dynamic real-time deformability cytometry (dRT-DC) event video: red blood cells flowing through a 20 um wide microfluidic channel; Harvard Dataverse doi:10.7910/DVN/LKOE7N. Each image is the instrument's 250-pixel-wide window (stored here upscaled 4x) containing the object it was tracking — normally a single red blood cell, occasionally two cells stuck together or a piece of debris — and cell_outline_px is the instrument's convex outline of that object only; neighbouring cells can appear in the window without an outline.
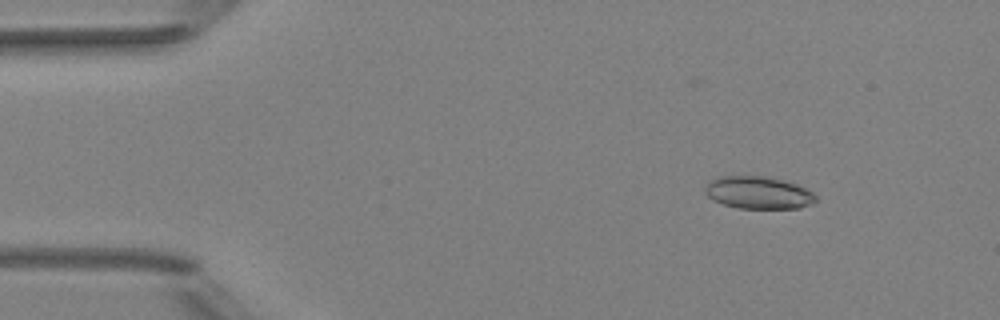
{"species": "Egyptian fruit bat (a non-hibernating species)", "species_latin": "Rousettus aegyptiacus", "temperature_condition": "room temperature", "stored_images_in_passage": 6, "camera_frame_rate_fps": 3000, "um_per_image_px": 0.085, "animal": {"sex": "female"}, "frame": {"image": 1, "passage_image": 2, "time_ms": 2.0, "image_size_px": [1000, 320], "cell_outline_px": [[816, 200], [812, 204], [800, 208], [740, 208], [724, 204], [712, 200], [704, 192], [704, 188], [716, 176], [764, 176], [784, 180], [796, 184], [812, 192], [816, 196]], "centroid_in_image_um": [64.45, 16.37], "position_along_channel_um": 20.5, "area_um2": 20.87}}
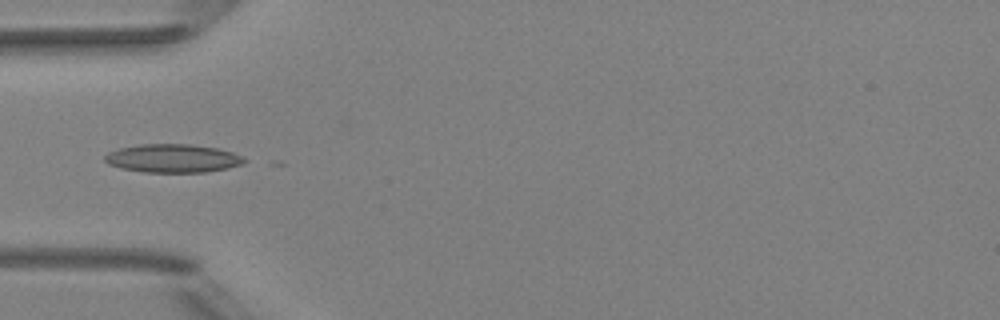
{"frame": {"image": 2, "passage_image": 5, "time_ms": 5.333, "image_size_px": [1000, 320], "cell_outline_px": [[248, 160], [240, 164], [224, 168], [204, 172], [144, 172], [120, 168], [108, 164], [104, 160], [104, 156], [108, 152], [120, 148], [140, 144], [192, 144], [216, 148], [232, 152]], "centroid_in_image_um": [14.63, 13.45], "position_along_channel_um": 70.4, "area_um2": 22.89}}
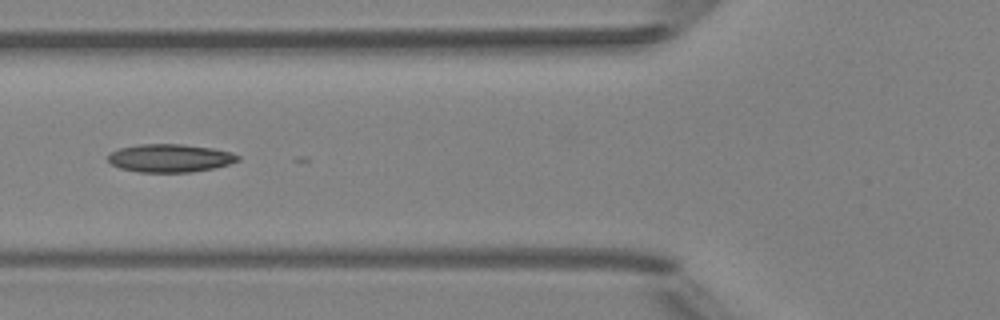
{"frame": {"image": 3, "passage_image": 6, "time_ms": 6.333, "image_size_px": [1000, 320], "cell_outline_px": [[240, 160], [216, 168], [192, 172], [140, 172], [120, 168], [112, 164], [108, 160], [108, 156], [112, 152], [120, 148], [140, 144], [180, 144], [212, 148], [232, 152], [240, 156]], "centroid_in_image_um": [14.49, 13.44], "position_along_channel_um": 111.3, "area_um2": 21.21}}